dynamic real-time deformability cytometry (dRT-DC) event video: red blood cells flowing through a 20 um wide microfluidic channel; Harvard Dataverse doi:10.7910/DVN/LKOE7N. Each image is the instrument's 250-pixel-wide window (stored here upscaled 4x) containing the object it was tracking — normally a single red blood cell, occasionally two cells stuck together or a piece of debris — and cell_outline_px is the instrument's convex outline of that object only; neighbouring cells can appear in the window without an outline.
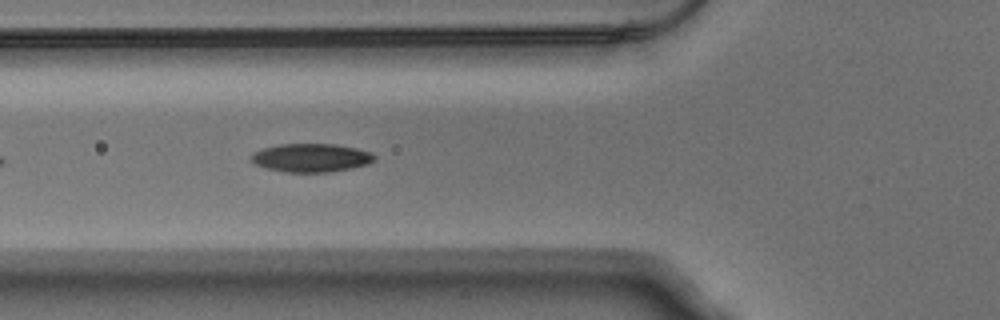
{"species": "Egyptian fruit bat (a non-hibernating species)", "species_latin": "Rousettus aegyptiacus", "temperature_condition": "warm", "stored_images_in_passage": 11, "camera_frame_rate_fps": 3000, "um_per_image_px": 0.085, "animal": {"sex": "male"}, "frame": {"image": 1, "passage_image": 7, "time_ms": 2.0, "image_size_px": [1000, 320], "cell_outline_px": [[376, 160], [368, 164], [352, 168], [332, 172], [284, 172], [268, 168], [256, 164], [248, 160], [248, 156], [252, 152], [264, 148], [280, 144], [336, 144], [356, 148], [372, 152], [376, 156]], "centroid_in_image_um": [26.45, 13.41], "position_along_channel_um": 99.4, "area_um2": 20.69}}